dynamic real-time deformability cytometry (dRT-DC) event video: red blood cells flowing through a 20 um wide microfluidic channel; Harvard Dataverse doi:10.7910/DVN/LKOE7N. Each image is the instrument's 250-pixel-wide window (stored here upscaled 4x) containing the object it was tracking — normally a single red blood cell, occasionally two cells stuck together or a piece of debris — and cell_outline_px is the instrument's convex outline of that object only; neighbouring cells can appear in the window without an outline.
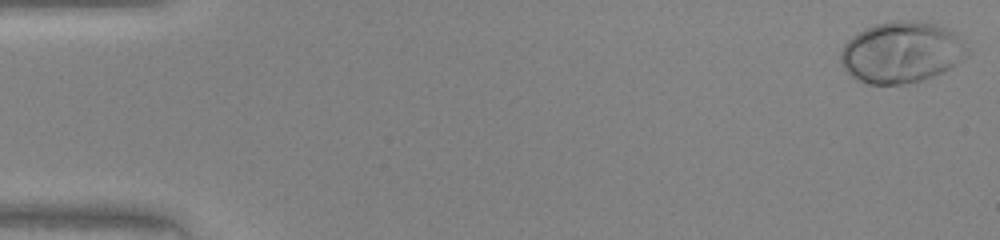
{"species": "human", "species_latin": "Homo sapiens", "temperature_condition": "warm", "stored_images_in_passage": 47, "camera_frame_rate_fps": 3000, "um_per_image_px": 0.085, "donor": {"sex": "female"}, "frame": {"image": 1, "passage_image": 1, "time_ms": 0.0, "image_size_px": [1000, 240], "cell_outline_px": [[968, 56], [956, 64], [940, 72], [920, 80], [904, 84], [864, 84], [856, 80], [844, 68], [840, 60], [840, 52], [844, 44], [852, 36], [864, 28], [876, 24], [892, 20], [916, 20], [936, 24], [948, 28], [968, 48]], "centroid_in_image_um": [76.59, 4.43], "position_along_channel_um": 8.4, "area_um2": 45.14}}
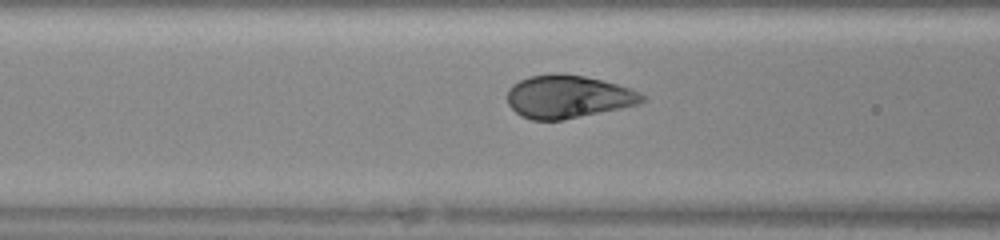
{"frame": {"image": 2, "passage_image": 19, "time_ms": 6.0, "image_size_px": [1000, 240], "cell_outline_px": [[644, 100], [640, 104], [560, 120], [532, 120], [520, 116], [508, 104], [508, 88], [512, 84], [528, 76], [556, 72], [560, 72], [584, 76], [632, 88], [640, 92], [644, 96]], "centroid_in_image_um": [48.25, 8.2], "position_along_channel_um": 118.3, "area_um2": 33.76}}
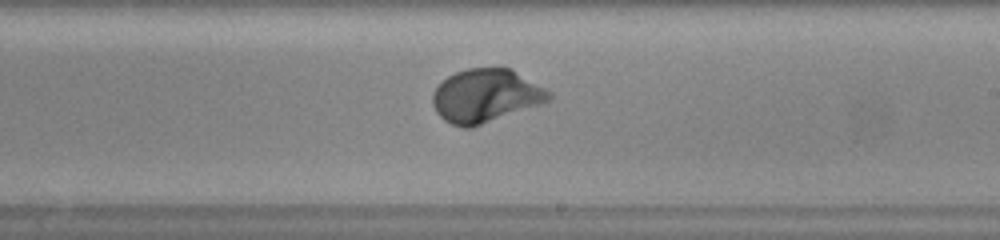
{"frame": {"image": 3, "passage_image": 28, "time_ms": 9.0, "image_size_px": [1000, 240], "cell_outline_px": [[552, 100], [472, 128], [464, 128], [452, 124], [444, 120], [436, 112], [432, 104], [432, 92], [448, 76], [456, 72], [468, 68], [512, 68], [552, 92]], "centroid_in_image_um": [41.3, 8.14], "position_along_channel_um": 247.7, "area_um2": 36.3}}